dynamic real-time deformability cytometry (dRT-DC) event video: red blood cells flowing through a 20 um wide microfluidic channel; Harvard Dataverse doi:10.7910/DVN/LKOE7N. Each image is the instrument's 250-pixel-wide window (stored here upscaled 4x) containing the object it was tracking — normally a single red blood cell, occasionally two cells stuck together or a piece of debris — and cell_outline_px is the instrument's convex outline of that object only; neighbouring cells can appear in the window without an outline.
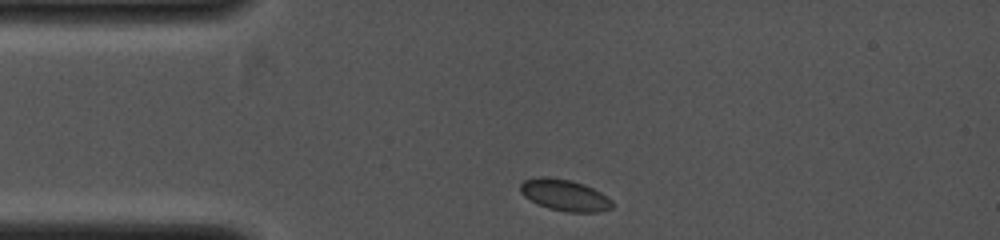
{"species": "common noctule bat (a hibernating species)", "species_latin": "Nyctalus noctula", "temperature_condition": "cold", "stored_images_in_passage": 2, "camera_frame_rate_fps": 4000, "um_per_image_px": 0.085, "animal": {"sex": "female", "body_mass_g": 19.0, "forearm_length_mm": 53.3}, "frame": {"image": 1, "passage_image": 1, "time_ms": 0.0, "image_size_px": [1000, 240], "cell_outline_px": [[612, 208], [600, 212], [568, 212], [548, 208], [524, 196], [520, 192], [520, 184], [524, 180], [540, 176], [548, 176], [572, 180], [584, 184], [600, 192], [612, 200]], "centroid_in_image_um": [48.0, 16.57], "position_along_channel_um": 37.0, "area_um2": 16.82}}
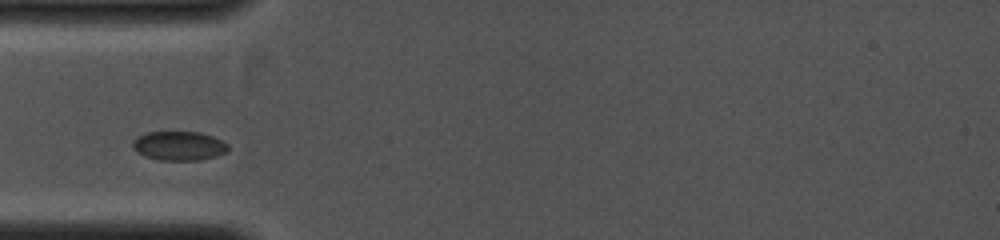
{"frame": {"image": 2, "passage_image": 2, "time_ms": 0.25, "image_size_px": [1000, 240], "cell_outline_px": [[228, 152], [216, 156], [200, 160], [160, 160], [144, 156], [136, 152], [132, 148], [132, 144], [140, 136], [148, 132], [200, 132], [212, 136], [228, 144]], "centroid_in_image_um": [15.23, 12.41], "position_along_channel_um": 69.8, "area_um2": 16.13}}